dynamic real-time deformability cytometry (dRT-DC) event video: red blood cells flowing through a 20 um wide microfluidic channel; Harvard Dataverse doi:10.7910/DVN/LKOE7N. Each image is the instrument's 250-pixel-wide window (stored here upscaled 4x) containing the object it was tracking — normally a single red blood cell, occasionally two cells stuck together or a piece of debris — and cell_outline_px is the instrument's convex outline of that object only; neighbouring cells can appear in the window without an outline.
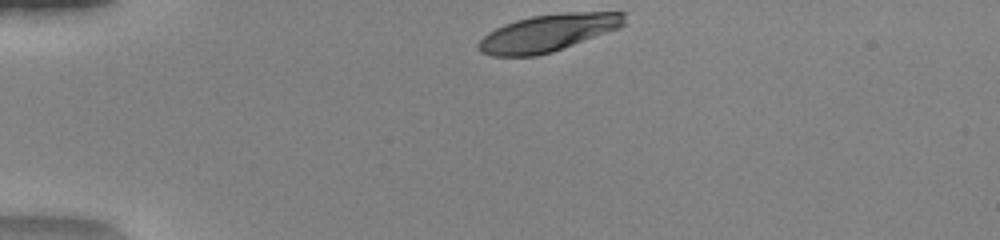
{"species": "human", "species_latin": "Homo sapiens", "temperature_condition": "warm", "stored_images_in_passage": 32, "camera_frame_rate_fps": 3000, "um_per_image_px": 0.085, "donor": {"sex": "female"}, "frame": {"image": 1, "passage_image": 1, "time_ms": 0.0, "image_size_px": [1000, 240], "cell_outline_px": [[624, 24], [620, 28], [552, 52], [536, 56], [492, 56], [480, 52], [476, 48], [476, 44], [488, 32], [504, 24], [516, 20], [532, 16], [564, 12], [624, 12]], "centroid_in_image_um": [46.55, 2.8], "position_along_channel_um": 38.5, "area_um2": 31.62}}
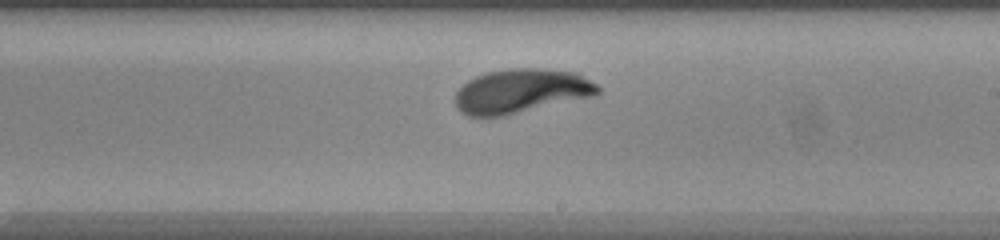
{"frame": {"image": 2, "passage_image": 20, "time_ms": 6.333, "image_size_px": [1000, 240], "cell_outline_px": [[600, 92], [596, 96], [504, 116], [468, 116], [460, 112], [456, 108], [456, 92], [468, 80], [476, 76], [488, 72], [512, 68], [544, 68], [576, 72], [596, 84], [600, 88]], "centroid_in_image_um": [44.32, 7.75], "position_along_channel_um": 244.7, "area_um2": 36.93}}
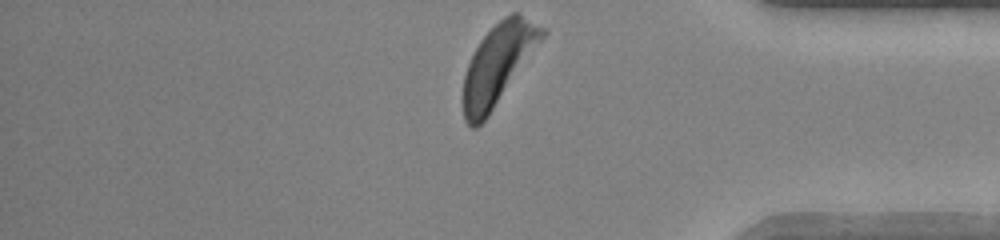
{"frame": {"image": 3, "passage_image": 32, "time_ms": 10.333, "image_size_px": [1000, 240], "cell_outline_px": [[548, 32], [488, 116], [476, 128], [472, 128], [464, 120], [464, 76], [468, 64], [480, 40], [504, 16], [512, 12], [520, 12], [544, 28]], "centroid_in_image_um": [42.36, 5.43], "position_along_channel_um": 392.8, "area_um2": 36.3}, "authors_computed_cell_mechanics": {"area_um2": 36.2695, "velocity_mm_per_s": 4.0943, "shape_relaxation_time_tau1_ms": 2.4582, "shape_relaxation_time_tau2_ms": null, "deformation_change_tau1": 0.1947, "deformation_change_tau2": null}}